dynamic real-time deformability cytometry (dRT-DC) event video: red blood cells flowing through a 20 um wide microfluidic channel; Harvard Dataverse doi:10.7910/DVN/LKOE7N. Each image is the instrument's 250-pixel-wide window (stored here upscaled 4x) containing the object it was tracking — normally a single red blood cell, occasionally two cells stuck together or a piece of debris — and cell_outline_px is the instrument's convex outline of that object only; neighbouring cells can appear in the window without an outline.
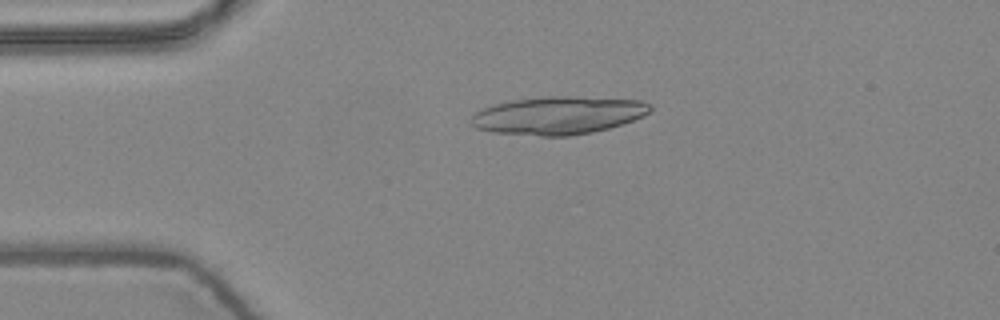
{"species": "common noctule bat (a hibernating species)", "species_latin": "Nyctalus noctula", "temperature_condition": "warm", "stored_images_in_passage": 5, "camera_frame_rate_fps": 3000, "um_per_image_px": 0.085, "animal": {"sex": "female", "body_mass_g": 24.6, "forearm_length_mm": 56.2}, "frame": {"image": 1, "passage_image": 4, "time_ms": 1.0, "image_size_px": [1000, 320], "cell_outline_px": [[652, 108], [644, 116], [608, 128], [592, 132], [568, 136], [540, 136], [492, 132], [476, 128], [468, 120], [476, 112], [492, 104], [512, 100], [548, 96], [572, 96], [640, 100], [652, 104]], "centroid_in_image_um": [47.43, 9.8], "position_along_channel_um": 37.6, "area_um2": 39.59}}